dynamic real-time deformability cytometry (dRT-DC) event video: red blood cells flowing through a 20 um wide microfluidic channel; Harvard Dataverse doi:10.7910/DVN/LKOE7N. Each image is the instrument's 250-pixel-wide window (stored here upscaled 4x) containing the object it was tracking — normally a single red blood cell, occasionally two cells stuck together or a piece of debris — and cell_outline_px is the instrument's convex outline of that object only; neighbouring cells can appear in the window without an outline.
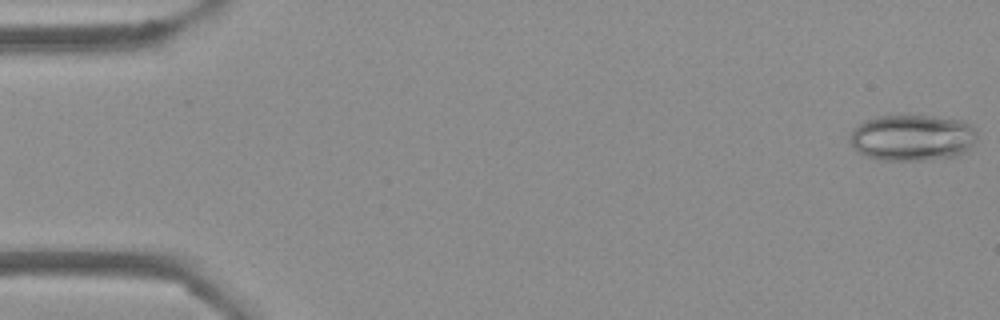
{"species": "Egyptian fruit bat (a non-hibernating species)", "species_latin": "Rousettus aegyptiacus", "temperature_condition": "cold", "stored_images_in_passage": 53, "camera_frame_rate_fps": 3000, "um_per_image_px": 0.085, "frame": {"image": 1, "passage_image": 1, "time_ms": 0.0, "image_size_px": [1000, 320], "cell_outline_px": [[976, 140], [968, 152], [960, 156], [924, 160], [876, 160], [864, 156], [848, 140], [852, 128], [864, 120], [876, 116], [932, 116], [964, 120], [972, 124], [976, 128]], "centroid_in_image_um": [77.58, 11.71], "position_along_channel_um": 7.4, "area_um2": 34.97}}
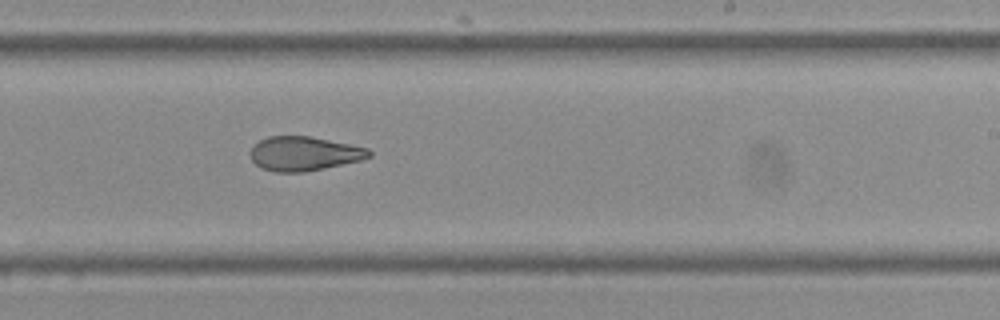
{"frame": {"image": 2, "passage_image": 32, "time_ms": 10.333, "image_size_px": [1000, 320], "cell_outline_px": [[372, 156], [360, 160], [324, 168], [304, 172], [276, 172], [260, 168], [252, 160], [248, 152], [252, 144], [268, 136], [308, 136], [368, 148], [372, 152]], "centroid_in_image_um": [25.78, 13.06], "position_along_channel_um": 263.2, "area_um2": 23.7}}
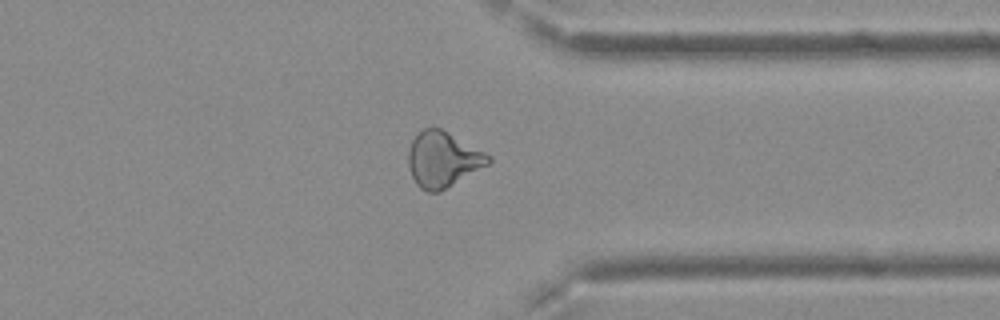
{"frame": {"image": 3, "passage_image": 41, "time_ms": 13.333, "image_size_px": [1000, 320], "cell_outline_px": [[492, 160], [488, 164], [440, 192], [428, 192], [420, 188], [416, 184], [412, 176], [408, 164], [408, 152], [412, 140], [424, 128], [440, 128], [448, 132], [492, 156]], "centroid_in_image_um": [37.64, 13.56], "position_along_channel_um": 373.8, "area_um2": 25.61}, "authors_computed_cell_mechanics": {"area_um2": 26.01, "velocity_mm_per_s": 3.8051, "shape_relaxation_time_tau1_ms": null, "shape_relaxation_time_tau2_ms": 3.3863, "deformation_change_tau1": null, "deformation_change_tau2": 0.1122}}